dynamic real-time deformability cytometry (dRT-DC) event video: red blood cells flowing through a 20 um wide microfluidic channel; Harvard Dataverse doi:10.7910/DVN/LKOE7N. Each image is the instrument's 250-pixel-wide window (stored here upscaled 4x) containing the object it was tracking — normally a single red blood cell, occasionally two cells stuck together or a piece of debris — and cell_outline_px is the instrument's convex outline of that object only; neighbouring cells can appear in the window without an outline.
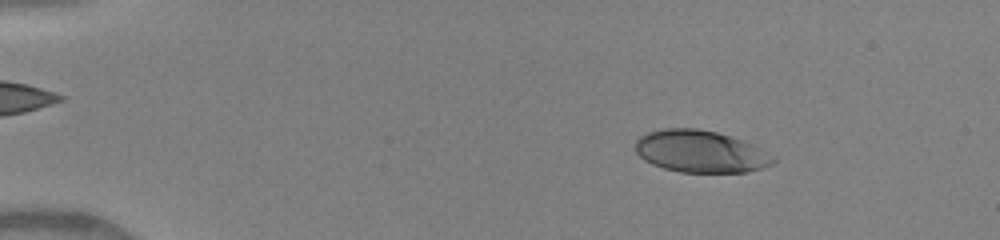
{"species": "human", "species_latin": "Homo sapiens", "temperature_condition": "warm", "stored_images_in_passage": 21, "camera_frame_rate_fps": 3000, "um_per_image_px": 0.085, "donor": {"sex": "female"}, "frame": {"image": 1, "passage_image": 8, "time_ms": 2.0, "image_size_px": [1000, 240], "cell_outline_px": [[776, 160], [772, 164], [748, 172], [680, 172], [664, 168], [652, 164], [644, 160], [636, 152], [636, 140], [640, 136], [648, 132], [664, 128], [696, 128], [716, 132], [752, 144], [776, 156]], "centroid_in_image_um": [59.54, 12.88], "position_along_channel_um": 25.5, "area_um2": 33.7}}
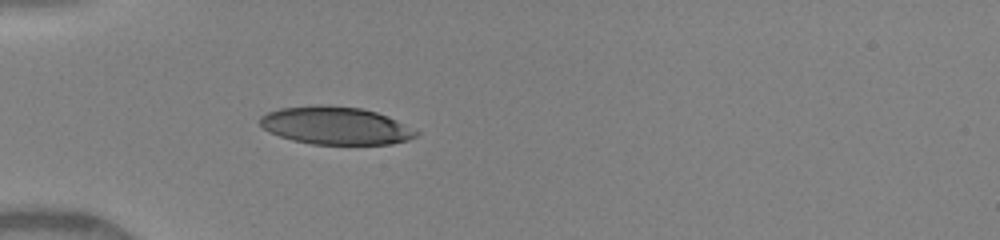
{"frame": {"image": 2, "passage_image": 18, "time_ms": 4.667, "image_size_px": [1000, 240], "cell_outline_px": [[420, 132], [416, 136], [408, 140], [392, 144], [312, 144], [292, 140], [268, 132], [260, 124], [260, 116], [268, 112], [280, 108], [320, 104], [360, 108], [376, 112], [388, 116]], "centroid_in_image_um": [28.52, 10.68], "position_along_channel_um": 56.5, "area_um2": 34.33}}